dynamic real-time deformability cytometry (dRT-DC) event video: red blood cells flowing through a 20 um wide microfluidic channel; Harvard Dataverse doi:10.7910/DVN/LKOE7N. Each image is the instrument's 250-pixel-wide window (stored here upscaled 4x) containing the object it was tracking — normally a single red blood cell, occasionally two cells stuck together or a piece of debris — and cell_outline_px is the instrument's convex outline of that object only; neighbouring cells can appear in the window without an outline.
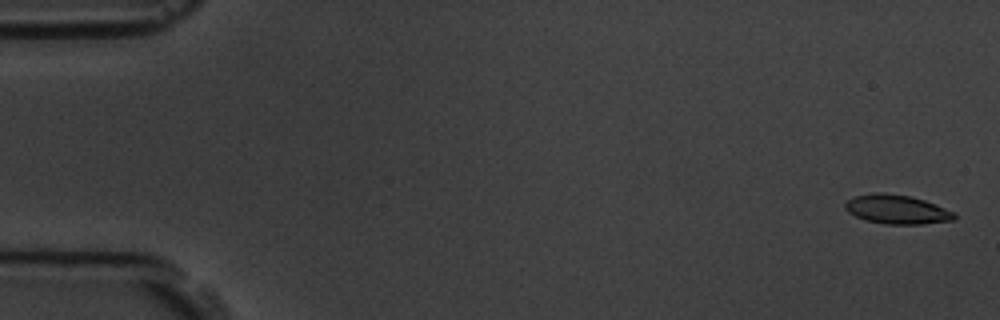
{"species": "common noctule bat (a hibernating species)", "species_latin": "Nyctalus noctula", "temperature_condition": "room temperature", "stored_images_in_passage": 6, "camera_frame_rate_fps": 3000, "um_per_image_px": 0.085, "animal": {"sex": "male", "body_mass_g": 19.5, "forearm_length_mm": 54.6}, "frame": {"image": 1, "passage_image": 1, "time_ms": 0.0, "image_size_px": [1000, 320], "cell_outline_px": [[956, 220], [920, 224], [884, 224], [864, 220], [848, 212], [844, 208], [844, 204], [848, 200], [856, 196], [872, 192], [884, 192], [912, 196], [924, 200], [956, 212]], "centroid_in_image_um": [76.24, 17.79], "position_along_channel_um": 8.8, "area_um2": 18.73}}
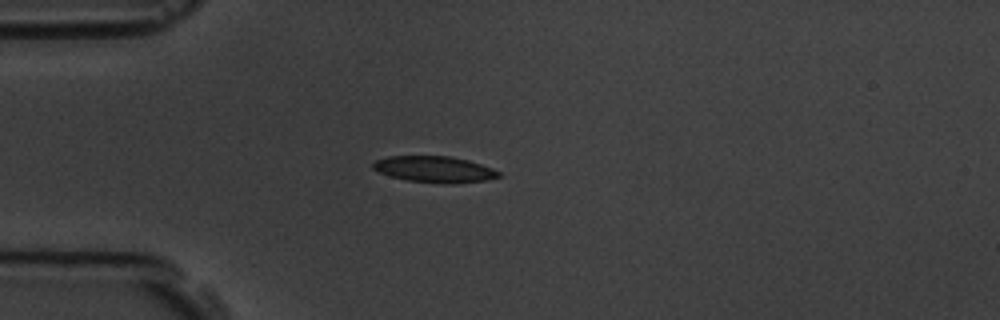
{"frame": {"image": 2, "passage_image": 5, "time_ms": 4.667, "image_size_px": [1000, 320], "cell_outline_px": [[500, 176], [488, 180], [452, 184], [444, 184], [408, 180], [392, 176], [380, 172], [372, 168], [372, 164], [376, 160], [388, 156], [448, 156], [468, 160], [492, 168], [500, 172]], "centroid_in_image_um": [36.95, 14.39], "position_along_channel_um": 48.0, "area_um2": 19.13}}